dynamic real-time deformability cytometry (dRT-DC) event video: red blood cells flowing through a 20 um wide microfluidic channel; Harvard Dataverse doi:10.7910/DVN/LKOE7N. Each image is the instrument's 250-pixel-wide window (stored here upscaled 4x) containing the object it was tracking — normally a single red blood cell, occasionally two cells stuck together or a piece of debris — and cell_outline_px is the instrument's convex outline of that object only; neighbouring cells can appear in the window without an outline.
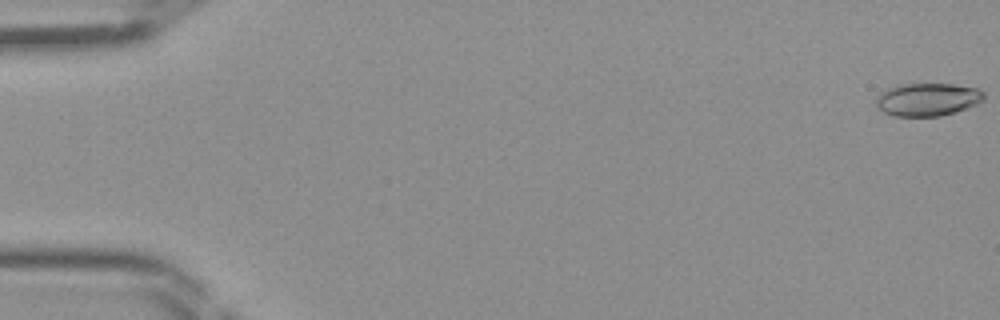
{"species": "Egyptian fruit bat (a non-hibernating species)", "species_latin": "Rousettus aegyptiacus", "temperature_condition": "room temperature", "stored_images_in_passage": 47, "camera_frame_rate_fps": 3000, "um_per_image_px": 0.085, "frame": {"image": 1, "passage_image": 1, "time_ms": 0.0, "image_size_px": [1000, 320], "cell_outline_px": [[984, 100], [968, 108], [956, 112], [940, 116], [892, 116], [884, 112], [876, 104], [876, 96], [880, 92], [888, 88], [900, 84], [952, 84], [976, 88], [984, 92]], "centroid_in_image_um": [78.84, 8.45], "position_along_channel_um": 6.2, "area_um2": 20.75}}
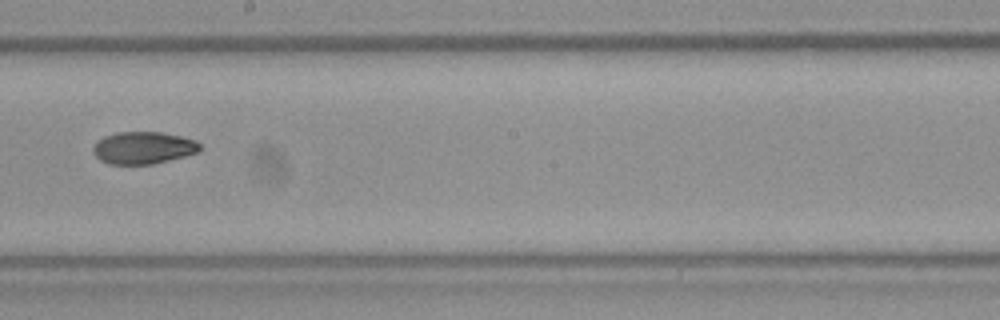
{"frame": {"image": 2, "passage_image": 27, "time_ms": 8.667, "image_size_px": [1000, 320], "cell_outline_px": [[200, 152], [152, 164], [108, 164], [100, 160], [92, 152], [92, 148], [96, 140], [104, 136], [116, 132], [160, 132], [180, 136], [196, 140], [200, 144]], "centroid_in_image_um": [12.15, 12.56], "position_along_channel_um": 236.1, "area_um2": 20.17}}
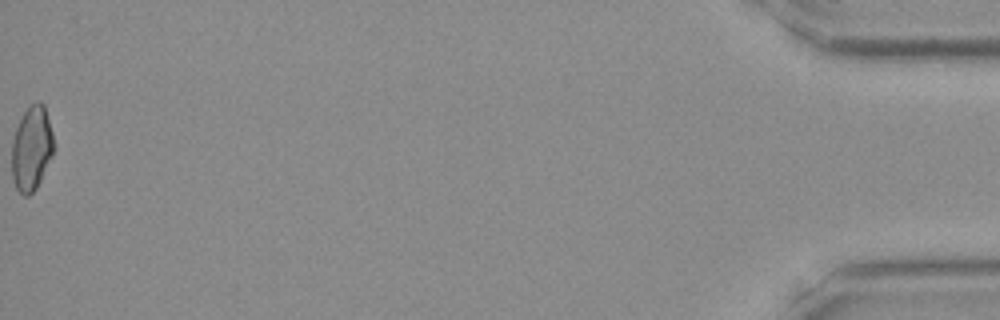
{"frame": {"image": 3, "passage_image": 47, "time_ms": 15.333, "image_size_px": [1000, 320], "cell_outline_px": [[56, 148], [36, 188], [28, 196], [24, 196], [16, 188], [12, 176], [12, 140], [16, 128], [24, 112], [36, 100], [40, 100], [44, 104], [52, 132]], "centroid_in_image_um": [2.7, 12.6], "position_along_channel_um": 432.5, "area_um2": 20.69}}